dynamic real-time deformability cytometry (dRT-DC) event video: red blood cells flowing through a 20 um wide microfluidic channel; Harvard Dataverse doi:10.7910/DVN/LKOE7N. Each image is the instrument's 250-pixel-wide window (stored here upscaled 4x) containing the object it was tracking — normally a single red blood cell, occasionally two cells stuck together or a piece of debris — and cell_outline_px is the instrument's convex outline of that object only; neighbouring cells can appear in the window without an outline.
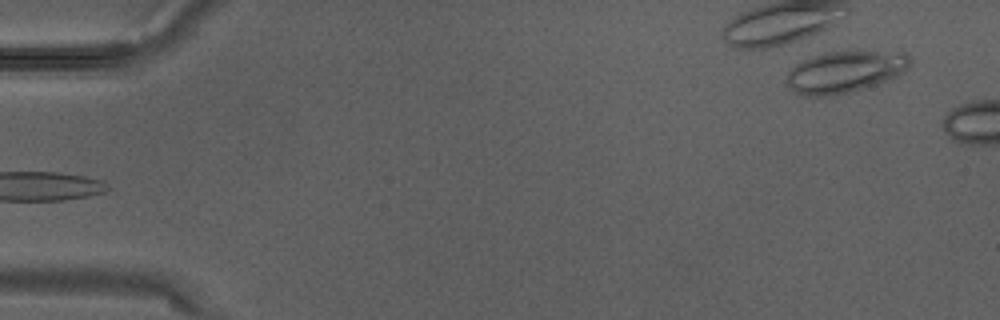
{"species": "Egyptian fruit bat (a non-hibernating species)", "species_latin": "Rousettus aegyptiacus", "temperature_condition": "warm", "stored_images_in_passage": 3, "camera_frame_rate_fps": 3000, "um_per_image_px": 0.085, "animal": {"sex": "male"}, "frame": {"image": 1, "passage_image": 3, "time_ms": 0.667, "image_size_px": [1000, 320], "cell_outline_px": [[912, 60], [908, 68], [904, 72], [888, 80], [876, 84], [848, 92], [824, 96], [804, 96], [788, 88], [784, 80], [788, 72], [796, 64], [804, 60], [824, 52], [904, 52]], "centroid_in_image_um": [71.79, 6.11], "position_along_channel_um": 13.2, "area_um2": 29.71}}